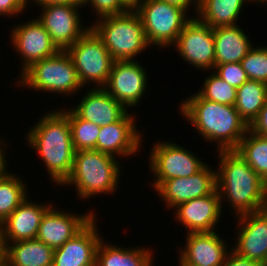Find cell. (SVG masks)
Segmentation results:
<instances>
[{
	"instance_id": "1",
	"label": "cell",
	"mask_w": 267,
	"mask_h": 266,
	"mask_svg": "<svg viewBox=\"0 0 267 266\" xmlns=\"http://www.w3.org/2000/svg\"><path fill=\"white\" fill-rule=\"evenodd\" d=\"M217 191L241 216L267 208V184L235 150L218 151ZM224 197V198H223Z\"/></svg>"
},
{
	"instance_id": "2",
	"label": "cell",
	"mask_w": 267,
	"mask_h": 266,
	"mask_svg": "<svg viewBox=\"0 0 267 266\" xmlns=\"http://www.w3.org/2000/svg\"><path fill=\"white\" fill-rule=\"evenodd\" d=\"M179 109L206 141L218 144V151L235 150L249 130L235 106L204 99L198 91L182 101Z\"/></svg>"
},
{
	"instance_id": "3",
	"label": "cell",
	"mask_w": 267,
	"mask_h": 266,
	"mask_svg": "<svg viewBox=\"0 0 267 266\" xmlns=\"http://www.w3.org/2000/svg\"><path fill=\"white\" fill-rule=\"evenodd\" d=\"M29 130V146L40 154L50 179L61 186L71 174L75 155L68 109L46 113Z\"/></svg>"
},
{
	"instance_id": "4",
	"label": "cell",
	"mask_w": 267,
	"mask_h": 266,
	"mask_svg": "<svg viewBox=\"0 0 267 266\" xmlns=\"http://www.w3.org/2000/svg\"><path fill=\"white\" fill-rule=\"evenodd\" d=\"M115 158L94 149L75 151L71 174L62 185H74L81 200L101 193L112 195L121 173Z\"/></svg>"
},
{
	"instance_id": "5",
	"label": "cell",
	"mask_w": 267,
	"mask_h": 266,
	"mask_svg": "<svg viewBox=\"0 0 267 266\" xmlns=\"http://www.w3.org/2000/svg\"><path fill=\"white\" fill-rule=\"evenodd\" d=\"M90 27L115 61L135 60L139 53L150 47L142 19L133 8L124 14L100 18Z\"/></svg>"
},
{
	"instance_id": "6",
	"label": "cell",
	"mask_w": 267,
	"mask_h": 266,
	"mask_svg": "<svg viewBox=\"0 0 267 266\" xmlns=\"http://www.w3.org/2000/svg\"><path fill=\"white\" fill-rule=\"evenodd\" d=\"M20 77V87L68 96L70 93H77L83 87L78 80L73 61L66 51H59L52 57L34 63Z\"/></svg>"
},
{
	"instance_id": "7",
	"label": "cell",
	"mask_w": 267,
	"mask_h": 266,
	"mask_svg": "<svg viewBox=\"0 0 267 266\" xmlns=\"http://www.w3.org/2000/svg\"><path fill=\"white\" fill-rule=\"evenodd\" d=\"M133 9L142 19L148 45L158 48L173 45L191 19L186 10L161 0H139Z\"/></svg>"
},
{
	"instance_id": "8",
	"label": "cell",
	"mask_w": 267,
	"mask_h": 266,
	"mask_svg": "<svg viewBox=\"0 0 267 266\" xmlns=\"http://www.w3.org/2000/svg\"><path fill=\"white\" fill-rule=\"evenodd\" d=\"M66 52L83 87L90 82L95 83L96 88L107 84L115 60L91 27Z\"/></svg>"
},
{
	"instance_id": "9",
	"label": "cell",
	"mask_w": 267,
	"mask_h": 266,
	"mask_svg": "<svg viewBox=\"0 0 267 266\" xmlns=\"http://www.w3.org/2000/svg\"><path fill=\"white\" fill-rule=\"evenodd\" d=\"M149 167L156 176L152 187L156 190L165 180L186 178L199 172L206 163L193 152L174 142L159 141L154 144L149 156Z\"/></svg>"
},
{
	"instance_id": "10",
	"label": "cell",
	"mask_w": 267,
	"mask_h": 266,
	"mask_svg": "<svg viewBox=\"0 0 267 266\" xmlns=\"http://www.w3.org/2000/svg\"><path fill=\"white\" fill-rule=\"evenodd\" d=\"M178 54L194 68L209 70L215 67L213 28L197 16L191 18L173 44Z\"/></svg>"
},
{
	"instance_id": "11",
	"label": "cell",
	"mask_w": 267,
	"mask_h": 266,
	"mask_svg": "<svg viewBox=\"0 0 267 266\" xmlns=\"http://www.w3.org/2000/svg\"><path fill=\"white\" fill-rule=\"evenodd\" d=\"M40 7H42V12L37 19L60 51H66L90 29L89 25L82 26V18L78 12V8L82 6L60 3L46 4Z\"/></svg>"
},
{
	"instance_id": "12",
	"label": "cell",
	"mask_w": 267,
	"mask_h": 266,
	"mask_svg": "<svg viewBox=\"0 0 267 266\" xmlns=\"http://www.w3.org/2000/svg\"><path fill=\"white\" fill-rule=\"evenodd\" d=\"M146 71L137 60H116L103 88L126 109L136 107L146 91Z\"/></svg>"
},
{
	"instance_id": "13",
	"label": "cell",
	"mask_w": 267,
	"mask_h": 266,
	"mask_svg": "<svg viewBox=\"0 0 267 266\" xmlns=\"http://www.w3.org/2000/svg\"><path fill=\"white\" fill-rule=\"evenodd\" d=\"M16 26L12 28L10 38L11 44L23 59L21 75L34 63L60 51L37 18Z\"/></svg>"
},
{
	"instance_id": "14",
	"label": "cell",
	"mask_w": 267,
	"mask_h": 266,
	"mask_svg": "<svg viewBox=\"0 0 267 266\" xmlns=\"http://www.w3.org/2000/svg\"><path fill=\"white\" fill-rule=\"evenodd\" d=\"M206 164L196 174L186 178L165 180L157 189L165 206L174 209L189 200L212 194L216 189V171Z\"/></svg>"
},
{
	"instance_id": "15",
	"label": "cell",
	"mask_w": 267,
	"mask_h": 266,
	"mask_svg": "<svg viewBox=\"0 0 267 266\" xmlns=\"http://www.w3.org/2000/svg\"><path fill=\"white\" fill-rule=\"evenodd\" d=\"M237 219V244L231 250L264 265L267 260V208L238 216Z\"/></svg>"
},
{
	"instance_id": "16",
	"label": "cell",
	"mask_w": 267,
	"mask_h": 266,
	"mask_svg": "<svg viewBox=\"0 0 267 266\" xmlns=\"http://www.w3.org/2000/svg\"><path fill=\"white\" fill-rule=\"evenodd\" d=\"M134 118L127 111L118 121L101 126L94 150L114 157H128L137 153L143 140Z\"/></svg>"
},
{
	"instance_id": "17",
	"label": "cell",
	"mask_w": 267,
	"mask_h": 266,
	"mask_svg": "<svg viewBox=\"0 0 267 266\" xmlns=\"http://www.w3.org/2000/svg\"><path fill=\"white\" fill-rule=\"evenodd\" d=\"M93 213L95 212L90 211L87 214L74 215L51 205L42 216L36 238L53 249L59 248L95 217Z\"/></svg>"
},
{
	"instance_id": "18",
	"label": "cell",
	"mask_w": 267,
	"mask_h": 266,
	"mask_svg": "<svg viewBox=\"0 0 267 266\" xmlns=\"http://www.w3.org/2000/svg\"><path fill=\"white\" fill-rule=\"evenodd\" d=\"M29 200L26 198L0 225L1 249L8 243L37 237L42 216L53 204L43 205Z\"/></svg>"
},
{
	"instance_id": "19",
	"label": "cell",
	"mask_w": 267,
	"mask_h": 266,
	"mask_svg": "<svg viewBox=\"0 0 267 266\" xmlns=\"http://www.w3.org/2000/svg\"><path fill=\"white\" fill-rule=\"evenodd\" d=\"M221 199L217 189L207 196L189 200L177 205L176 220L183 224L187 233L215 231L216 224L221 218Z\"/></svg>"
},
{
	"instance_id": "20",
	"label": "cell",
	"mask_w": 267,
	"mask_h": 266,
	"mask_svg": "<svg viewBox=\"0 0 267 266\" xmlns=\"http://www.w3.org/2000/svg\"><path fill=\"white\" fill-rule=\"evenodd\" d=\"M95 219L64 245L54 249L52 266H96V250L102 237Z\"/></svg>"
},
{
	"instance_id": "21",
	"label": "cell",
	"mask_w": 267,
	"mask_h": 266,
	"mask_svg": "<svg viewBox=\"0 0 267 266\" xmlns=\"http://www.w3.org/2000/svg\"><path fill=\"white\" fill-rule=\"evenodd\" d=\"M186 238L179 259L190 266H222L230 252L216 231L187 233Z\"/></svg>"
},
{
	"instance_id": "22",
	"label": "cell",
	"mask_w": 267,
	"mask_h": 266,
	"mask_svg": "<svg viewBox=\"0 0 267 266\" xmlns=\"http://www.w3.org/2000/svg\"><path fill=\"white\" fill-rule=\"evenodd\" d=\"M72 110L82 119L103 126L118 121L127 111L103 87L91 88Z\"/></svg>"
},
{
	"instance_id": "23",
	"label": "cell",
	"mask_w": 267,
	"mask_h": 266,
	"mask_svg": "<svg viewBox=\"0 0 267 266\" xmlns=\"http://www.w3.org/2000/svg\"><path fill=\"white\" fill-rule=\"evenodd\" d=\"M53 253L37 238L8 243L1 250L6 266H52Z\"/></svg>"
},
{
	"instance_id": "24",
	"label": "cell",
	"mask_w": 267,
	"mask_h": 266,
	"mask_svg": "<svg viewBox=\"0 0 267 266\" xmlns=\"http://www.w3.org/2000/svg\"><path fill=\"white\" fill-rule=\"evenodd\" d=\"M215 66L241 62L253 47L249 37L237 25L213 28Z\"/></svg>"
},
{
	"instance_id": "25",
	"label": "cell",
	"mask_w": 267,
	"mask_h": 266,
	"mask_svg": "<svg viewBox=\"0 0 267 266\" xmlns=\"http://www.w3.org/2000/svg\"><path fill=\"white\" fill-rule=\"evenodd\" d=\"M103 241L96 250V266H152L154 256L148 248L116 247Z\"/></svg>"
},
{
	"instance_id": "26",
	"label": "cell",
	"mask_w": 267,
	"mask_h": 266,
	"mask_svg": "<svg viewBox=\"0 0 267 266\" xmlns=\"http://www.w3.org/2000/svg\"><path fill=\"white\" fill-rule=\"evenodd\" d=\"M245 1L250 0H199L198 18L211 28L237 25Z\"/></svg>"
},
{
	"instance_id": "27",
	"label": "cell",
	"mask_w": 267,
	"mask_h": 266,
	"mask_svg": "<svg viewBox=\"0 0 267 266\" xmlns=\"http://www.w3.org/2000/svg\"><path fill=\"white\" fill-rule=\"evenodd\" d=\"M267 102V84L248 80L236 91L235 109L249 126Z\"/></svg>"
},
{
	"instance_id": "28",
	"label": "cell",
	"mask_w": 267,
	"mask_h": 266,
	"mask_svg": "<svg viewBox=\"0 0 267 266\" xmlns=\"http://www.w3.org/2000/svg\"><path fill=\"white\" fill-rule=\"evenodd\" d=\"M235 151L267 184V138L248 130Z\"/></svg>"
},
{
	"instance_id": "29",
	"label": "cell",
	"mask_w": 267,
	"mask_h": 266,
	"mask_svg": "<svg viewBox=\"0 0 267 266\" xmlns=\"http://www.w3.org/2000/svg\"><path fill=\"white\" fill-rule=\"evenodd\" d=\"M6 170L7 168L0 174V225L28 198L26 183L22 181L23 179Z\"/></svg>"
},
{
	"instance_id": "30",
	"label": "cell",
	"mask_w": 267,
	"mask_h": 266,
	"mask_svg": "<svg viewBox=\"0 0 267 266\" xmlns=\"http://www.w3.org/2000/svg\"><path fill=\"white\" fill-rule=\"evenodd\" d=\"M68 120L75 151L95 149L101 126L80 118L72 109Z\"/></svg>"
},
{
	"instance_id": "31",
	"label": "cell",
	"mask_w": 267,
	"mask_h": 266,
	"mask_svg": "<svg viewBox=\"0 0 267 266\" xmlns=\"http://www.w3.org/2000/svg\"><path fill=\"white\" fill-rule=\"evenodd\" d=\"M205 79V83H203L201 88L202 90L199 89L198 92L204 99L224 105H235L237 91L235 87L230 86L215 72Z\"/></svg>"
},
{
	"instance_id": "32",
	"label": "cell",
	"mask_w": 267,
	"mask_h": 266,
	"mask_svg": "<svg viewBox=\"0 0 267 266\" xmlns=\"http://www.w3.org/2000/svg\"><path fill=\"white\" fill-rule=\"evenodd\" d=\"M248 79L267 84V47H253L241 60Z\"/></svg>"
},
{
	"instance_id": "33",
	"label": "cell",
	"mask_w": 267,
	"mask_h": 266,
	"mask_svg": "<svg viewBox=\"0 0 267 266\" xmlns=\"http://www.w3.org/2000/svg\"><path fill=\"white\" fill-rule=\"evenodd\" d=\"M95 9V14L100 18L120 15L128 12L132 7L125 0H84L85 5H89Z\"/></svg>"
},
{
	"instance_id": "34",
	"label": "cell",
	"mask_w": 267,
	"mask_h": 266,
	"mask_svg": "<svg viewBox=\"0 0 267 266\" xmlns=\"http://www.w3.org/2000/svg\"><path fill=\"white\" fill-rule=\"evenodd\" d=\"M213 70H216L214 72L221 79L236 89L249 80L240 62L216 65Z\"/></svg>"
},
{
	"instance_id": "35",
	"label": "cell",
	"mask_w": 267,
	"mask_h": 266,
	"mask_svg": "<svg viewBox=\"0 0 267 266\" xmlns=\"http://www.w3.org/2000/svg\"><path fill=\"white\" fill-rule=\"evenodd\" d=\"M32 1V0H31ZM27 3H31L28 0H0V16H16L27 7Z\"/></svg>"
},
{
	"instance_id": "36",
	"label": "cell",
	"mask_w": 267,
	"mask_h": 266,
	"mask_svg": "<svg viewBox=\"0 0 267 266\" xmlns=\"http://www.w3.org/2000/svg\"><path fill=\"white\" fill-rule=\"evenodd\" d=\"M249 131L267 138V102L259 110L258 116L249 125Z\"/></svg>"
},
{
	"instance_id": "37",
	"label": "cell",
	"mask_w": 267,
	"mask_h": 266,
	"mask_svg": "<svg viewBox=\"0 0 267 266\" xmlns=\"http://www.w3.org/2000/svg\"><path fill=\"white\" fill-rule=\"evenodd\" d=\"M222 266H263L262 264L246 259L230 250Z\"/></svg>"
},
{
	"instance_id": "38",
	"label": "cell",
	"mask_w": 267,
	"mask_h": 266,
	"mask_svg": "<svg viewBox=\"0 0 267 266\" xmlns=\"http://www.w3.org/2000/svg\"><path fill=\"white\" fill-rule=\"evenodd\" d=\"M161 1L181 7L186 11H189L188 8L191 6V4H194L196 15L199 9V0H161Z\"/></svg>"
},
{
	"instance_id": "39",
	"label": "cell",
	"mask_w": 267,
	"mask_h": 266,
	"mask_svg": "<svg viewBox=\"0 0 267 266\" xmlns=\"http://www.w3.org/2000/svg\"><path fill=\"white\" fill-rule=\"evenodd\" d=\"M33 2H36L38 6H43L46 4H60V3H72L79 6H83L84 4V0H34Z\"/></svg>"
},
{
	"instance_id": "40",
	"label": "cell",
	"mask_w": 267,
	"mask_h": 266,
	"mask_svg": "<svg viewBox=\"0 0 267 266\" xmlns=\"http://www.w3.org/2000/svg\"><path fill=\"white\" fill-rule=\"evenodd\" d=\"M1 139L2 138H0V174L6 169V164H7V160H6L7 158H5V150H3L4 148L2 147V145H4L3 144L4 141Z\"/></svg>"
},
{
	"instance_id": "41",
	"label": "cell",
	"mask_w": 267,
	"mask_h": 266,
	"mask_svg": "<svg viewBox=\"0 0 267 266\" xmlns=\"http://www.w3.org/2000/svg\"><path fill=\"white\" fill-rule=\"evenodd\" d=\"M125 1L133 8L139 0H125Z\"/></svg>"
},
{
	"instance_id": "42",
	"label": "cell",
	"mask_w": 267,
	"mask_h": 266,
	"mask_svg": "<svg viewBox=\"0 0 267 266\" xmlns=\"http://www.w3.org/2000/svg\"><path fill=\"white\" fill-rule=\"evenodd\" d=\"M0 266H6L2 255L0 256Z\"/></svg>"
},
{
	"instance_id": "43",
	"label": "cell",
	"mask_w": 267,
	"mask_h": 266,
	"mask_svg": "<svg viewBox=\"0 0 267 266\" xmlns=\"http://www.w3.org/2000/svg\"><path fill=\"white\" fill-rule=\"evenodd\" d=\"M253 1H254V2H255V1L258 2V4H259V3L263 4L264 2L267 3V0H250V2H253Z\"/></svg>"
},
{
	"instance_id": "44",
	"label": "cell",
	"mask_w": 267,
	"mask_h": 266,
	"mask_svg": "<svg viewBox=\"0 0 267 266\" xmlns=\"http://www.w3.org/2000/svg\"><path fill=\"white\" fill-rule=\"evenodd\" d=\"M179 265H180V266H190V265H188V264H184L181 260L179 261Z\"/></svg>"
}]
</instances>
